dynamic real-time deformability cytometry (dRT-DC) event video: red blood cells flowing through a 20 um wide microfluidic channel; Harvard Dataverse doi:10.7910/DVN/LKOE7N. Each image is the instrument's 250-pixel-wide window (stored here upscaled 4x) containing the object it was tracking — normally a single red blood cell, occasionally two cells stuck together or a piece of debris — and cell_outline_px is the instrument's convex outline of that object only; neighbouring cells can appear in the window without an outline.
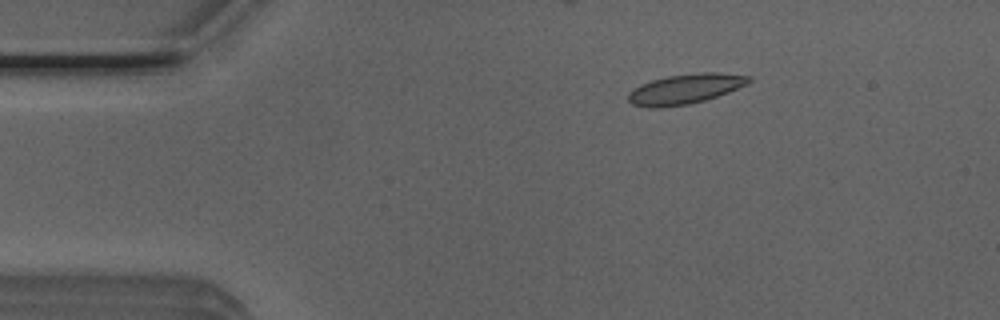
{"species": "Egyptian fruit bat (a non-hibernating species)", "species_latin": "Rousettus aegyptiacus", "temperature_condition": "room temperature", "stored_images_in_passage": 42, "camera_frame_rate_fps": 3000, "um_per_image_px": 0.085, "animal": {"sex": "male"}, "frame": {"image": 1, "passage_image": 1, "time_ms": 0.0, "image_size_px": [1000, 320], "cell_outline_px": [[752, 80], [748, 84], [728, 92], [704, 100], [688, 104], [660, 108], [648, 108], [632, 104], [628, 100], [628, 92], [632, 88], [640, 84], [652, 80], [668, 76], [700, 72], [716, 72], [752, 76]], "centroid_in_image_um": [58.22, 7.56], "position_along_channel_um": 26.8, "area_um2": 21.15}}
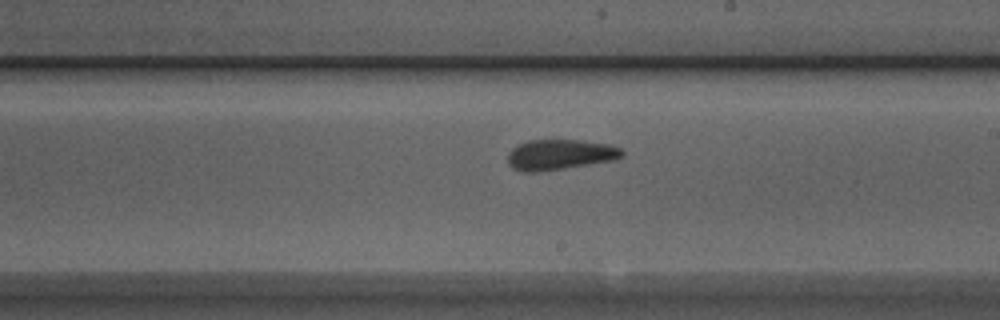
{"frame": {"image": 2, "passage_image": 22, "time_ms": 7.0, "image_size_px": [1000, 320], "cell_outline_px": [[624, 156], [616, 160], [564, 168], [536, 172], [520, 172], [512, 168], [508, 164], [508, 152], [516, 144], [528, 140], [580, 140], [612, 144], [620, 148], [624, 152]], "centroid_in_image_um": [47.59, 13.14], "position_along_channel_um": 241.4, "area_um2": 20.58}}
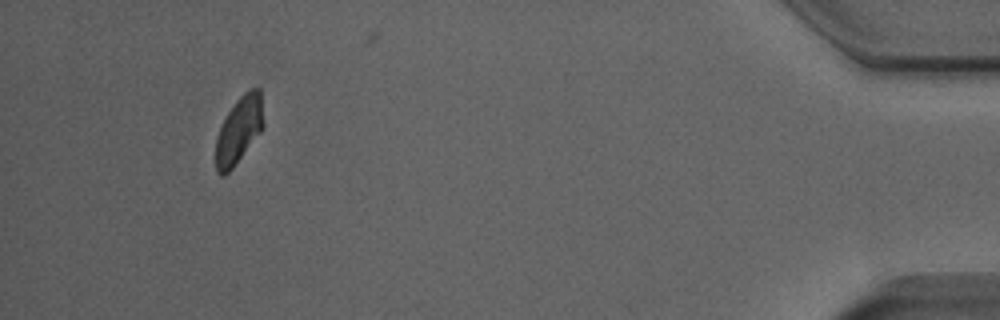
{"frame": {"image": 3, "passage_image": 41, "time_ms": 13.333, "image_size_px": [1000, 320], "cell_outline_px": [[264, 124], [260, 132], [232, 168], [224, 176], [220, 176], [216, 172], [216, 136], [228, 112], [236, 100], [248, 88], [260, 88]], "centroid_in_image_um": [20.31, 11.04], "position_along_channel_um": 414.9, "area_um2": 18.38}}